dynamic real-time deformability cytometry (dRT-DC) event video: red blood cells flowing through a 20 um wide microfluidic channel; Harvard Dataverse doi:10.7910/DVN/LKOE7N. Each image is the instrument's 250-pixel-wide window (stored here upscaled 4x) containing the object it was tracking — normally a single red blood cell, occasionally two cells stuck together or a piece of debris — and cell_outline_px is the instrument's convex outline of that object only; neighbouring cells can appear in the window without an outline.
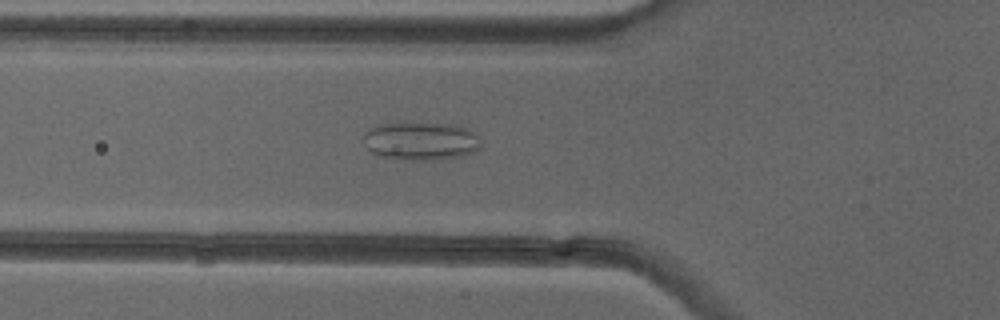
{"species": "common noctule bat (a hibernating species)", "species_latin": "Nyctalus noctula", "temperature_condition": "cold", "stored_images_in_passage": 47, "camera_frame_rate_fps": 3000, "um_per_image_px": 0.085, "animal": {"sex": "female"}, "frame": {"image": 1, "passage_image": 18, "time_ms": 5.667, "image_size_px": [1000, 320], "cell_outline_px": [[480, 148], [476, 152], [460, 156], [432, 160], [396, 160], [376, 156], [368, 148], [364, 136], [364, 132], [372, 128], [384, 124], [448, 124], [464, 128], [472, 132], [476, 136], [480, 144]], "centroid_in_image_um": [35.75, 12.03], "position_along_channel_um": 90.0, "area_um2": 25.66}}
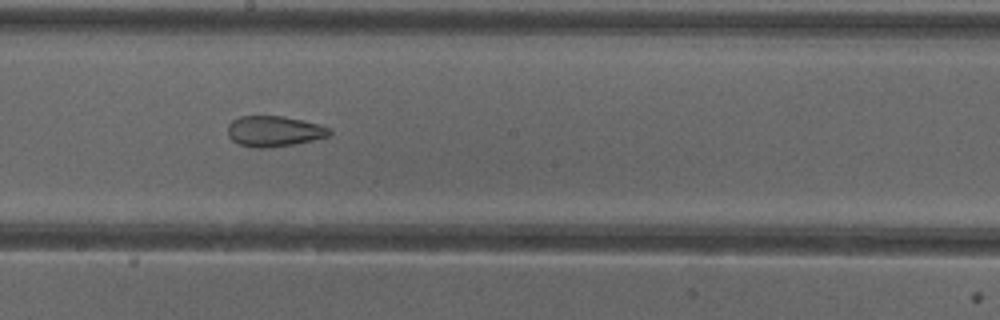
{"frame": {"image": 2, "passage_image": 28, "time_ms": 9.0, "image_size_px": [1000, 320], "cell_outline_px": [[332, 132], [328, 136], [296, 144], [264, 148], [256, 148], [240, 144], [232, 140], [228, 136], [228, 124], [232, 120], [240, 116], [284, 116], [304, 120], [332, 128]], "centroid_in_image_um": [23.31, 11.15], "position_along_channel_um": 224.9, "area_um2": 18.26}}
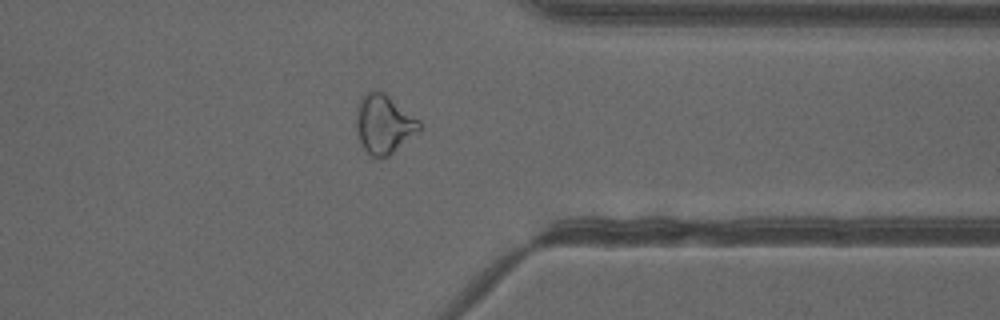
{"frame": {"image": 3, "passage_image": 40, "time_ms": 13.0, "image_size_px": [1000, 320], "cell_outline_px": [[420, 132], [388, 156], [372, 156], [360, 144], [356, 132], [356, 108], [360, 96], [364, 92], [384, 92], [420, 120]], "centroid_in_image_um": [32.62, 10.54], "position_along_channel_um": 378.8, "area_um2": 21.79}, "authors_computed_cell_mechanics": {"area_um2": 23.0044, "velocity_mm_per_s": 4.0071, "shape_relaxation_time_tau1_ms": null, "shape_relaxation_time_tau2_ms": 2.1844, "deformation_change_tau1": null, "deformation_change_tau2": 0.0933}}